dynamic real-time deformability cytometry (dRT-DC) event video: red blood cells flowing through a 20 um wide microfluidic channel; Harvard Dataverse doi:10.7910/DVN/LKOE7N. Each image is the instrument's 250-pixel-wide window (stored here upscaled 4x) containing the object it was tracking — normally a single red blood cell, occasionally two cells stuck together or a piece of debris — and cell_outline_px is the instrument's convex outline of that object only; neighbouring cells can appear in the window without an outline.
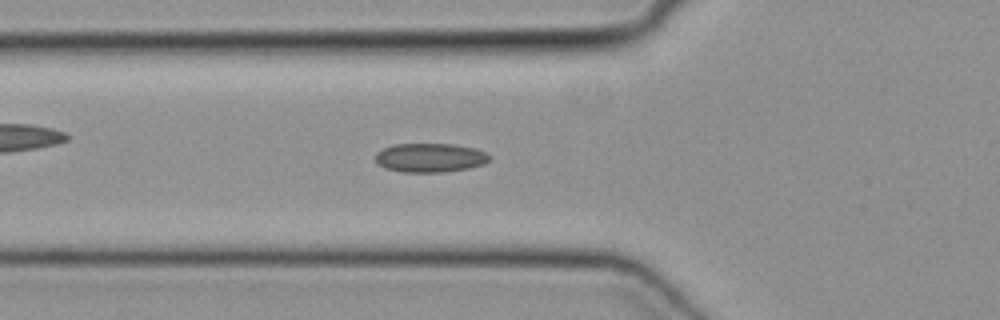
{"species": "common noctule bat (a hibernating species)", "species_latin": "Nyctalus noctula", "temperature_condition": "cold", "stored_images_in_passage": 31, "camera_frame_rate_fps": 3000, "um_per_image_px": 0.085, "animal": {"sex": "female", "body_mass_g": 19.3, "forearm_length_mm": 54.1}, "frame": {"image": 1, "passage_image": 4, "time_ms": 1.0, "image_size_px": [1000, 320], "cell_outline_px": [[492, 156], [484, 164], [468, 168], [444, 172], [404, 172], [384, 168], [376, 164], [376, 152], [384, 148], [396, 144], [452, 144], [472, 148], [484, 152]], "centroid_in_image_um": [36.53, 13.41], "position_along_channel_um": 89.3, "area_um2": 19.19}}
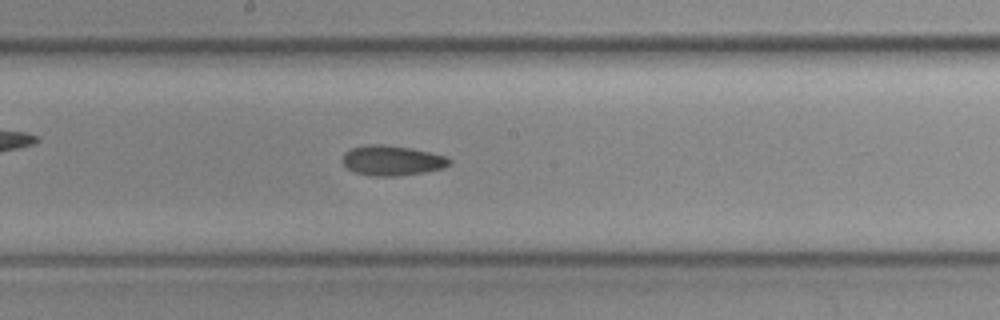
{"frame": {"image": 2, "passage_image": 13, "time_ms": 4.0, "image_size_px": [1000, 320], "cell_outline_px": [[452, 164], [444, 168], [424, 172], [396, 176], [372, 176], [356, 172], [348, 168], [340, 160], [344, 152], [352, 148], [368, 144], [384, 144], [412, 148], [444, 156], [452, 160]], "centroid_in_image_um": [33.31, 13.64], "position_along_channel_um": 214.9, "area_um2": 18.79}}
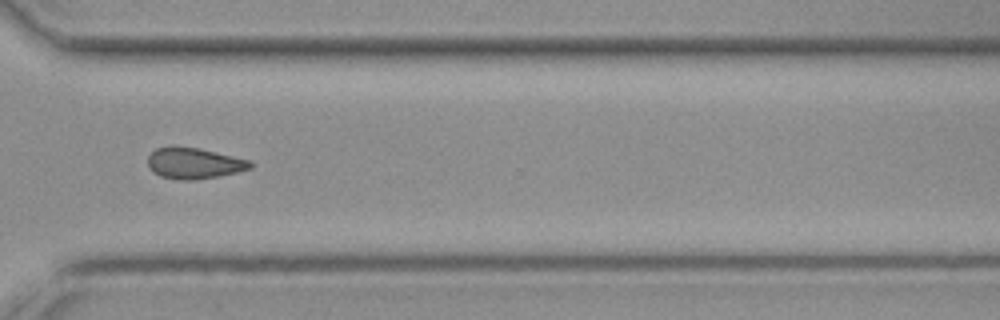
{"frame": {"image": 3, "passage_image": 23, "time_ms": 7.333, "image_size_px": [1000, 320], "cell_outline_px": [[252, 168], [236, 172], [196, 180], [180, 180], [160, 176], [152, 172], [148, 168], [148, 156], [156, 148], [172, 144], [200, 148], [248, 160], [252, 164]], "centroid_in_image_um": [16.42, 13.85], "position_along_channel_um": 354.2, "area_um2": 18.73}}